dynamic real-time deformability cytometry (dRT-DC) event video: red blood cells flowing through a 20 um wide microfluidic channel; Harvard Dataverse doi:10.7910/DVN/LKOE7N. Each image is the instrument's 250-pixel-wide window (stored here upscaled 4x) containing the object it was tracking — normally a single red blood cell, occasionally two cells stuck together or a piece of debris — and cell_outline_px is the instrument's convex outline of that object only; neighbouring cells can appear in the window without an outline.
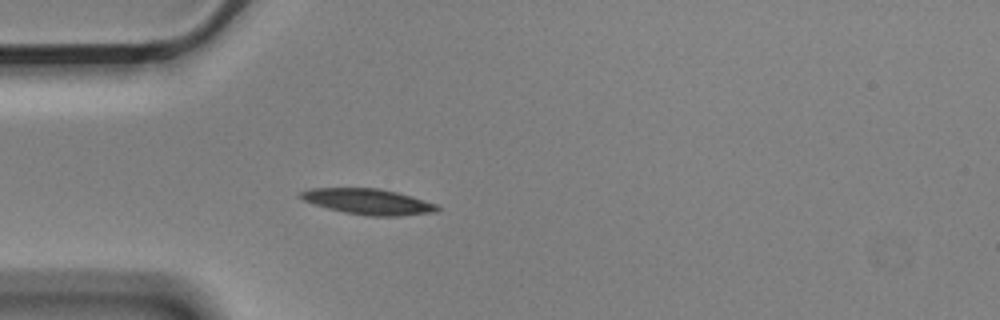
{"species": "Egyptian fruit bat (a non-hibernating species)", "species_latin": "Rousettus aegyptiacus", "temperature_condition": "cold", "stored_images_in_passage": 4, "camera_frame_rate_fps": 3000, "um_per_image_px": 0.085, "animal": {"sex": "male"}, "frame": {"image": 1, "passage_image": 4, "time_ms": 1.0, "image_size_px": [1000, 320], "cell_outline_px": [[440, 208], [436, 212], [400, 216], [368, 216], [344, 212], [328, 208], [304, 200], [296, 196], [300, 192], [308, 188], [380, 188], [412, 196], [436, 204]], "centroid_in_image_um": [31.29, 17.13], "position_along_channel_um": 53.7, "area_um2": 20.46}}